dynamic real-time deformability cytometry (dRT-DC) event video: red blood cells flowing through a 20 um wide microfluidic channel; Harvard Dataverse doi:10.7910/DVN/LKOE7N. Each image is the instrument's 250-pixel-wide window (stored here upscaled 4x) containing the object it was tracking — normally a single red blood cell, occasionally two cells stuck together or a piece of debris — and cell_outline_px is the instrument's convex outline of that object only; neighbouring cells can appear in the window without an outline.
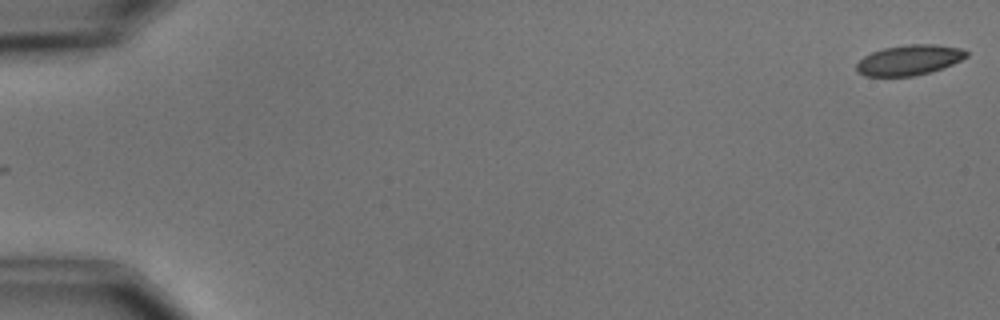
{"species": "common noctule bat (a hibernating species)", "species_latin": "Nyctalus noctula", "temperature_condition": "cold", "stored_images_in_passage": 6, "camera_frame_rate_fps": 3000, "um_per_image_px": 0.085, "animal": {"sex": "male", "body_mass_g": 15.6}, "frame": {"image": 1, "passage_image": 1, "time_ms": 0.0, "image_size_px": [1000, 320], "cell_outline_px": [[968, 56], [952, 64], [928, 72], [912, 76], [864, 76], [856, 68], [856, 64], [864, 56], [872, 52], [884, 48], [908, 44], [936, 44], [960, 48], [968, 52]], "centroid_in_image_um": [77.28, 5.09], "position_along_channel_um": 7.7, "area_um2": 19.13}}